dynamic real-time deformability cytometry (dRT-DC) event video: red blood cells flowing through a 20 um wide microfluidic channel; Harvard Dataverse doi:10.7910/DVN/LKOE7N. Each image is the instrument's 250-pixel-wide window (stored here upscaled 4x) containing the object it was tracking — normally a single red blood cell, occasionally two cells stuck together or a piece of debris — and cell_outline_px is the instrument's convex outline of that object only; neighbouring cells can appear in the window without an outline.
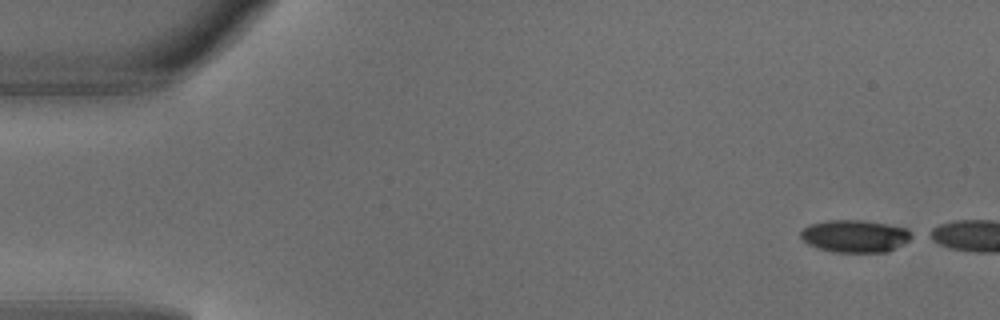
{"species": "common noctule bat (a hibernating species)", "species_latin": "Nyctalus noctula", "temperature_condition": "warm", "stored_images_in_passage": 5, "camera_frame_rate_fps": 3000, "um_per_image_px": 0.085, "animal": {"sex": "male", "body_mass_g": 18.8}, "frame": {"image": 1, "passage_image": 1, "time_ms": 0.0, "image_size_px": [1000, 320], "cell_outline_px": [[916, 236], [904, 244], [888, 252], [832, 252], [808, 244], [800, 236], [800, 232], [808, 224], [828, 220], [864, 220], [888, 224], [908, 228]], "centroid_in_image_um": [72.73, 20.06], "position_along_channel_um": 12.3, "area_um2": 21.27}}
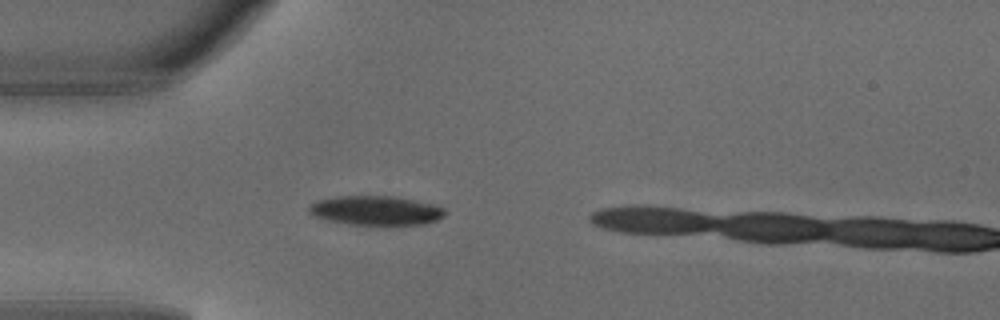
{"frame": {"image": 2, "passage_image": 4, "time_ms": 1.0, "image_size_px": [1000, 320], "cell_outline_px": [[444, 216], [436, 220], [424, 224], [348, 224], [328, 220], [316, 216], [308, 212], [308, 208], [316, 200], [336, 196], [392, 196], [412, 200], [444, 208]], "centroid_in_image_um": [31.89, 17.88], "position_along_channel_um": 53.1, "area_um2": 22.72}}